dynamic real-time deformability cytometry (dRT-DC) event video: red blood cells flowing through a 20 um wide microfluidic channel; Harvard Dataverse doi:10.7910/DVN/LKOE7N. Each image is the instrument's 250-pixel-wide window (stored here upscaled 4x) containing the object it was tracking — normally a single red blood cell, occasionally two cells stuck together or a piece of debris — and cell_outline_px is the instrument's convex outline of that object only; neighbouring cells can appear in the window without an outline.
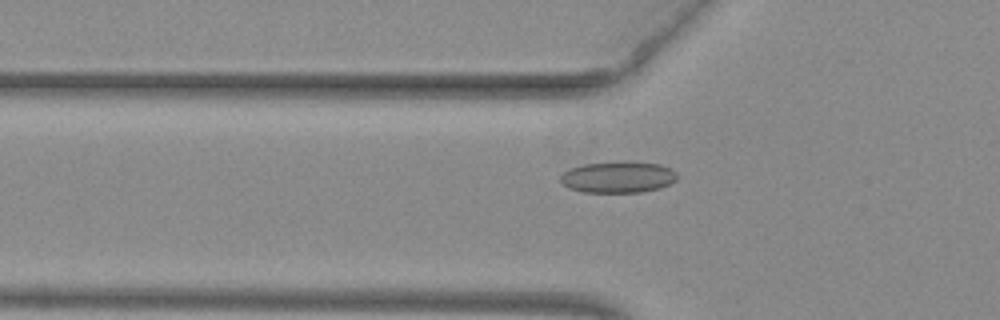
{"species": "common noctule bat (a hibernating species)", "species_latin": "Nyctalus noctula", "temperature_condition": "warm", "stored_images_in_passage": 38, "camera_frame_rate_fps": 3000, "um_per_image_px": 0.085, "animal": {"sex": "female", "body_mass_g": 29.2, "forearm_length_mm": 56.3}, "frame": {"image": 1, "passage_image": 4, "time_ms": 1.0, "image_size_px": [1000, 320], "cell_outline_px": [[676, 180], [660, 188], [640, 192], [584, 192], [568, 188], [560, 180], [560, 176], [564, 172], [572, 168], [584, 164], [624, 160], [660, 164], [676, 172]], "centroid_in_image_um": [52.53, 15.04], "position_along_channel_um": 73.3, "area_um2": 21.39}}
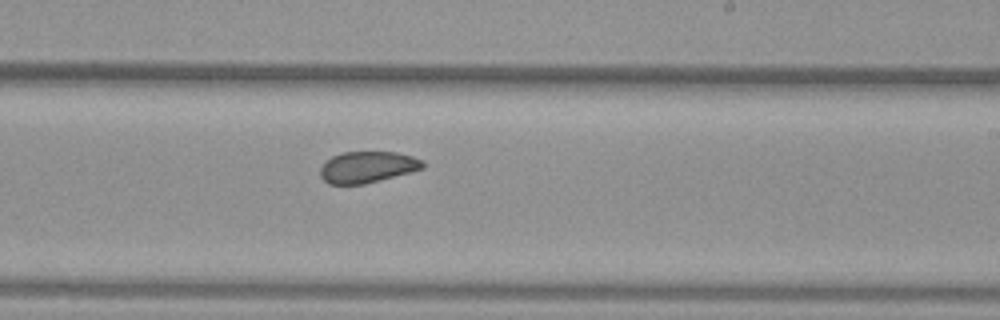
{"frame": {"image": 2, "passage_image": 18, "time_ms": 5.667, "image_size_px": [1000, 320], "cell_outline_px": [[424, 168], [380, 180], [364, 184], [328, 184], [320, 176], [320, 168], [324, 160], [332, 156], [344, 152], [396, 152], [412, 156], [424, 160]], "centroid_in_image_um": [31.2, 14.19], "position_along_channel_um": 257.8, "area_um2": 18.79}}
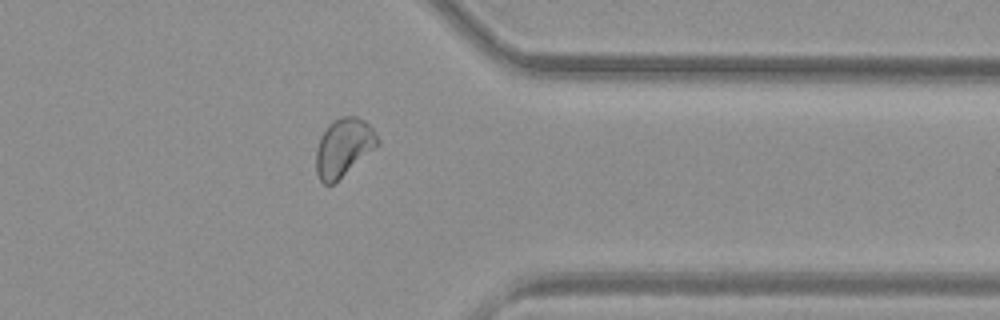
{"frame": {"image": 3, "passage_image": 28, "time_ms": 9.0, "image_size_px": [1000, 320], "cell_outline_px": [[380, 144], [376, 148], [332, 184], [324, 184], [320, 180], [316, 172], [316, 148], [320, 136], [328, 124], [332, 120], [340, 116], [356, 116], [364, 120], [372, 128], [380, 140]], "centroid_in_image_um": [29.2, 12.5], "position_along_channel_um": 382.2, "area_um2": 20.87}, "authors_computed_cell_mechanics": {"area_um2": 20.2878, "velocity_mm_per_s": 3.9517, "shape_relaxation_time_tau1_ms": 10.3015, "shape_relaxation_time_tau2_ms": 1.7296, "deformation_change_tau1": 0.1337, "deformation_change_tau2": 0.0641}}